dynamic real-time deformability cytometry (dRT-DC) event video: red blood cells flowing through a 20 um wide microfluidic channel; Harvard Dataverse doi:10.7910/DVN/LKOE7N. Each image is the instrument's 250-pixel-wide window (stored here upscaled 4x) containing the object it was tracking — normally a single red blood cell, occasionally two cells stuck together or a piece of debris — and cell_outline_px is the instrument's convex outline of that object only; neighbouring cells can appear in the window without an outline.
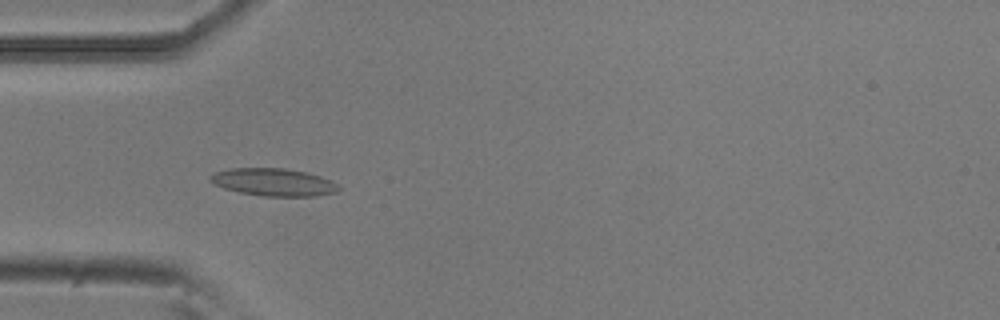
{"species": "common noctule bat (a hibernating species)", "species_latin": "Nyctalus noctula", "temperature_condition": "room temperature", "stored_images_in_passage": 22, "camera_frame_rate_fps": 3000, "um_per_image_px": 0.085, "animal": {"sex": "male", "body_mass_g": 20.5, "forearm_length_mm": 52.5}, "frame": {"image": 1, "passage_image": 5, "time_ms": 1.333, "image_size_px": [1000, 320], "cell_outline_px": [[340, 188], [336, 192], [316, 196], [264, 196], [240, 192], [224, 188], [208, 180], [208, 176], [216, 172], [232, 168], [284, 168], [308, 172], [332, 180]], "centroid_in_image_um": [23.26, 15.48], "position_along_channel_um": 61.7, "area_um2": 20.58}}
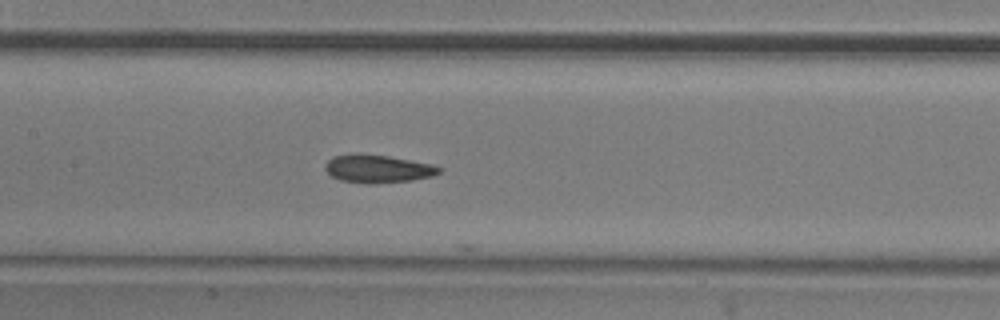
{"frame": {"image": 2, "passage_image": 14, "time_ms": 4.333, "image_size_px": [1000, 320], "cell_outline_px": [[444, 168], [440, 172], [432, 176], [412, 180], [372, 184], [368, 184], [340, 180], [332, 176], [324, 168], [324, 164], [332, 156], [388, 156], [432, 164]], "centroid_in_image_um": [32.16, 14.38], "position_along_channel_um": 175.2, "area_um2": 18.03}}
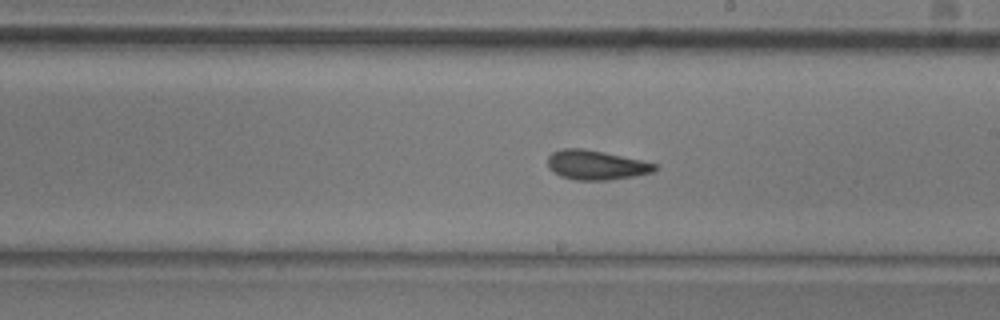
{"frame": {"image": 3, "passage_image": 19, "time_ms": 6.0, "image_size_px": [1000, 320], "cell_outline_px": [[656, 168], [652, 172], [636, 176], [608, 180], [572, 180], [560, 176], [552, 172], [548, 168], [548, 156], [552, 152], [564, 148], [580, 148], [640, 160], [656, 164]], "centroid_in_image_um": [50.6, 14.04], "position_along_channel_um": 238.4, "area_um2": 18.21}}